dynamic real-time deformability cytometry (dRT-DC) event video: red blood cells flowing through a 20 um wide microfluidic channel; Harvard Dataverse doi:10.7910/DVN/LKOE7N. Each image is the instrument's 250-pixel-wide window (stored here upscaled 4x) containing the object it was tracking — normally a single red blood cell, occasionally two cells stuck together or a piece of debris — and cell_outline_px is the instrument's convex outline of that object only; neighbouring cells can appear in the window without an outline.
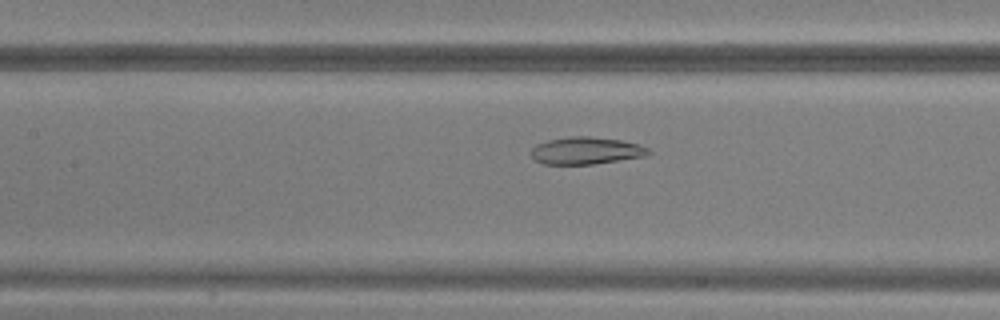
{"species": "common noctule bat (a hibernating species)", "species_latin": "Nyctalus noctula", "temperature_condition": "warm", "stored_images_in_passage": 26, "camera_frame_rate_fps": 3000, "um_per_image_px": 0.085, "animal": {"sex": "male", "body_mass_g": 20.5, "forearm_length_mm": 52.5}, "frame": {"image": 1, "passage_image": 8, "time_ms": 2.333, "image_size_px": [1000, 320], "cell_outline_px": [[652, 152], [648, 156], [592, 164], [544, 164], [536, 160], [532, 156], [532, 148], [536, 144], [548, 140], [568, 136], [588, 136], [620, 140], [636, 144], [648, 148]], "centroid_in_image_um": [49.83, 12.8], "position_along_channel_um": 157.6, "area_um2": 18.55}}
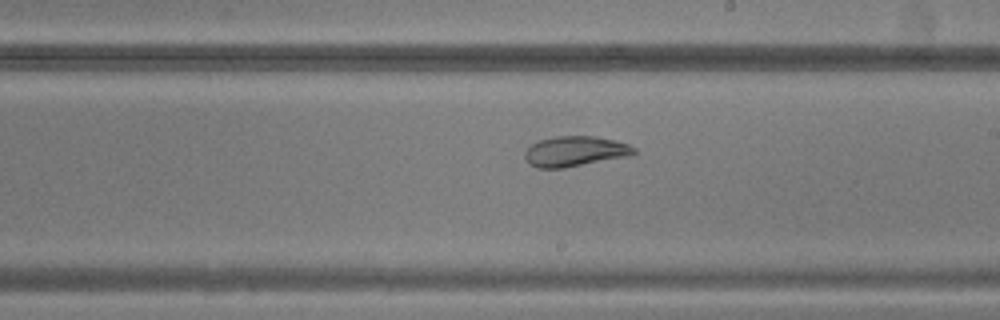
{"frame": {"image": 2, "passage_image": 14, "time_ms": 4.333, "image_size_px": [1000, 320], "cell_outline_px": [[636, 152], [628, 156], [564, 168], [536, 168], [528, 164], [524, 156], [524, 152], [532, 144], [540, 140], [556, 136], [596, 136], [616, 140], [628, 144], [636, 148]], "centroid_in_image_um": [48.86, 12.86], "position_along_channel_um": 240.1, "area_um2": 19.31}}
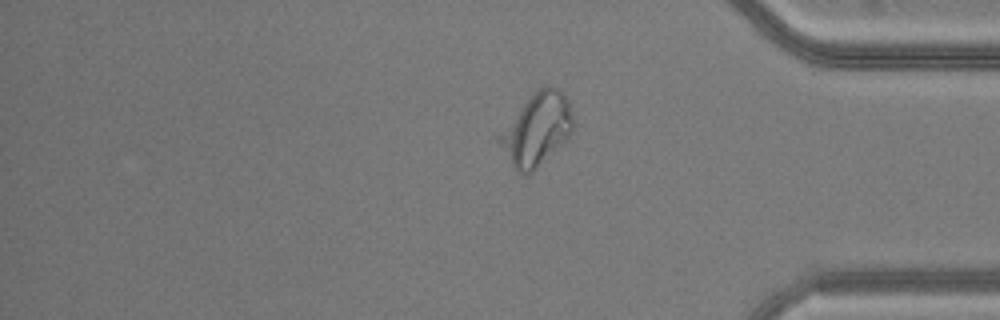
{"frame": {"image": 3, "passage_image": 26, "time_ms": 8.333, "image_size_px": [1000, 320], "cell_outline_px": [[576, 124], [572, 132], [528, 176], [520, 172], [512, 164], [496, 140], [496, 136], [524, 104], [544, 84], [548, 84], [556, 88], [568, 100]], "centroid_in_image_um": [45.64, 10.99], "position_along_channel_um": 389.6, "area_um2": 30.11}}